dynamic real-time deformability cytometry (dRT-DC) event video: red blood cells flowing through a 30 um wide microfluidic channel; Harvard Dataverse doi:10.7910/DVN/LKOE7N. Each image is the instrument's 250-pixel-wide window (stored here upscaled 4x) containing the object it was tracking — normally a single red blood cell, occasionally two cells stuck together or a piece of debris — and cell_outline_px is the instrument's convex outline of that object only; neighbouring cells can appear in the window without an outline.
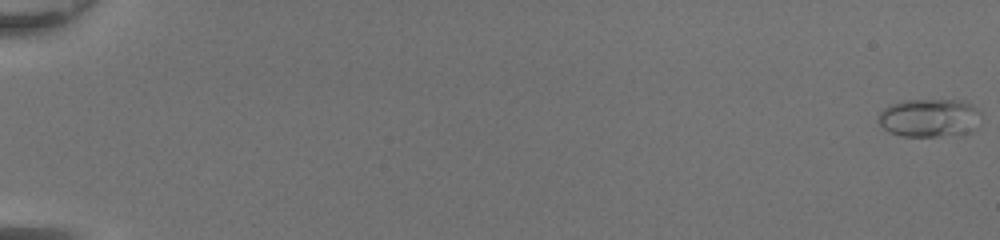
{"species": "common noctule bat (a hibernating species)", "species_latin": "Nyctalus noctula", "temperature_condition": "room temperature", "stored_images_in_passage": 50, "camera_frame_rate_fps": 3000, "um_per_image_px": 0.085, "animal": {"sex": "female", "body_mass_g": 20.0, "forearm_length_mm": 54.0}, "frame": {"image": 1, "passage_image": 1, "time_ms": 0.0, "image_size_px": [1000, 240], "cell_outline_px": [[980, 124], [972, 132], [960, 136], [900, 136], [888, 132], [876, 120], [880, 112], [888, 104], [904, 100], [960, 100], [972, 104], [980, 112]], "centroid_in_image_um": [79.02, 10.03], "position_along_channel_um": 6.0, "area_um2": 23.58}}
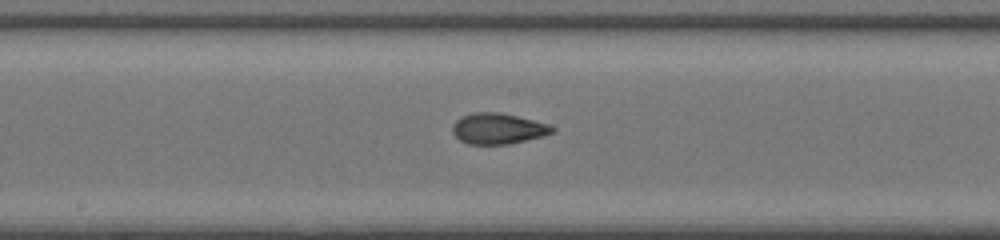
{"frame": {"image": 2, "passage_image": 29, "time_ms": 9.333, "image_size_px": [1000, 240], "cell_outline_px": [[556, 132], [544, 136], [508, 144], [468, 144], [460, 140], [452, 132], [452, 124], [460, 116], [476, 112], [500, 112], [548, 124], [556, 128]], "centroid_in_image_um": [42.33, 10.93], "position_along_channel_um": 205.9, "area_um2": 17.98}}
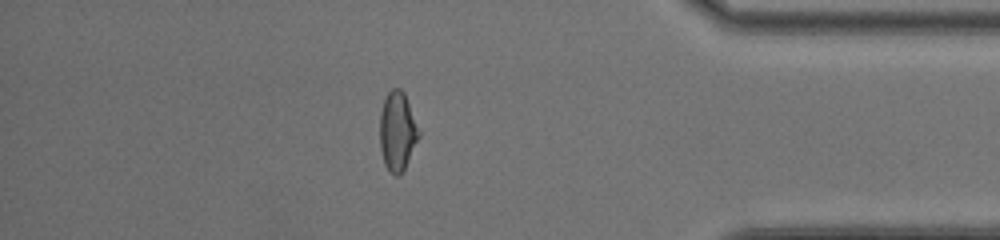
{"frame": {"image": 3, "passage_image": 44, "time_ms": 14.333, "image_size_px": [1000, 240], "cell_outline_px": [[420, 136], [400, 176], [396, 176], [384, 164], [380, 148], [380, 112], [384, 96], [392, 88], [400, 88], [404, 92], [420, 132]], "centroid_in_image_um": [33.76, 11.13], "position_along_channel_um": 401.4, "area_um2": 17.92}, "authors_computed_cell_mechanics": {"area_um2": 17.9469, "velocity_mm_per_s": 4.4261, "shape_relaxation_time_tau1_ms": null, "shape_relaxation_time_tau2_ms": 1.1416, "deformation_change_tau1": null, "deformation_change_tau2": 0.0794}}